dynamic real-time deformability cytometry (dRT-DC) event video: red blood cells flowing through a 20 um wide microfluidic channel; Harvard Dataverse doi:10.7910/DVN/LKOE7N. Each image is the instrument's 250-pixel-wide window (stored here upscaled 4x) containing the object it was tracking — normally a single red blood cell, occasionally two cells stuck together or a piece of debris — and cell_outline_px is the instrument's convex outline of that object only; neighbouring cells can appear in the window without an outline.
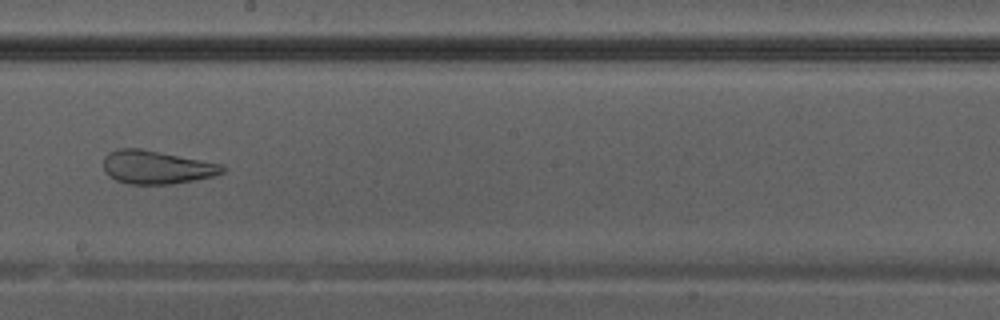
{"species": "Egyptian fruit bat (a non-hibernating species)", "species_latin": "Rousettus aegyptiacus", "temperature_condition": "warm", "stored_images_in_passage": 41, "camera_frame_rate_fps": 3000, "um_per_image_px": 0.085, "animal": {"sex": "male"}, "frame": {"image": 1, "passage_image": 24, "time_ms": 7.667, "image_size_px": [1000, 320], "cell_outline_px": [[228, 168], [224, 172], [212, 176], [172, 184], [128, 184], [116, 180], [108, 176], [104, 172], [104, 156], [108, 152], [116, 148], [140, 148], [224, 164]], "centroid_in_image_um": [13.3, 14.2], "position_along_channel_um": 234.9, "area_um2": 23.35}}
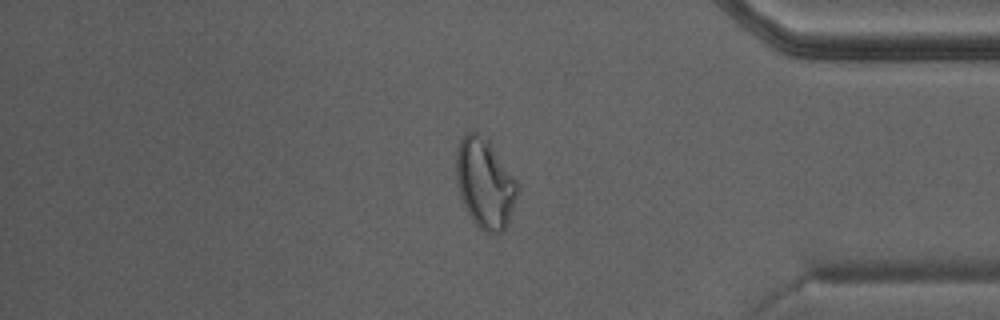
{"frame": {"image": 2, "passage_image": 35, "time_ms": 11.333, "image_size_px": [1000, 320], "cell_outline_px": [[520, 192], [508, 224], [500, 232], [484, 232], [472, 220], [464, 204], [456, 180], [456, 152], [460, 140], [472, 128], [488, 136], [520, 184]], "centroid_in_image_um": [41.27, 15.5], "position_along_channel_um": 393.9, "area_um2": 32.89}}